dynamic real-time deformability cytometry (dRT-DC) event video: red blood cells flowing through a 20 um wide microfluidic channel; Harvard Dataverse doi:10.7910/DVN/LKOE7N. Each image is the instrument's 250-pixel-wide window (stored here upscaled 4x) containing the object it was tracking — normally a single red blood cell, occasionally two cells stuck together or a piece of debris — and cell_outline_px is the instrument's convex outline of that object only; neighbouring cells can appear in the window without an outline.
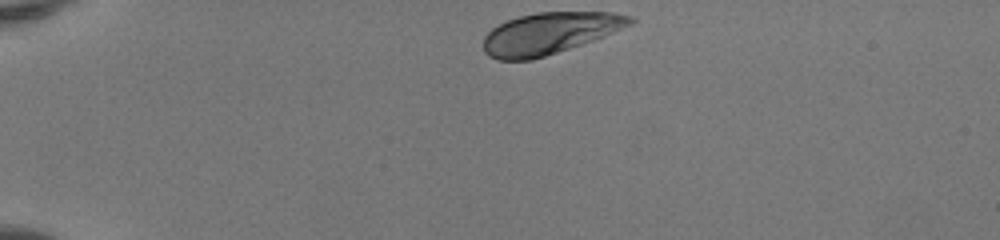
{"species": "human", "species_latin": "Homo sapiens", "temperature_condition": "room temperature", "stored_images_in_passage": 35, "camera_frame_rate_fps": 3000, "um_per_image_px": 0.085, "donor": {"sex": "female"}, "frame": {"image": 1, "passage_image": 1, "time_ms": 0.0, "image_size_px": [1000, 240], "cell_outline_px": [[636, 20], [632, 24], [604, 36], [532, 60], [496, 60], [488, 56], [484, 52], [484, 36], [492, 28], [508, 20], [520, 16], [536, 12], [612, 12], [632, 16]], "centroid_in_image_um": [46.7, 2.82], "position_along_channel_um": 38.3, "area_um2": 35.26}}
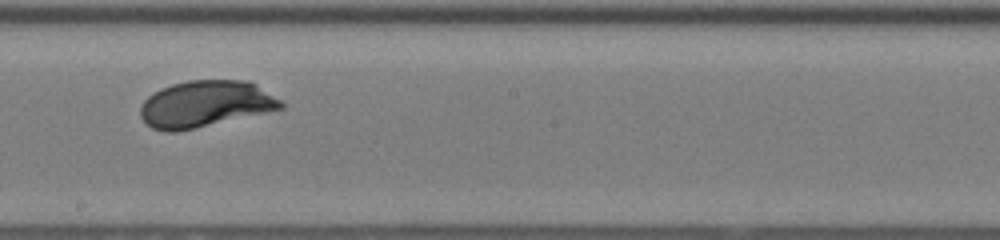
{"frame": {"image": 2, "passage_image": 20, "time_ms": 6.333, "image_size_px": [1000, 240], "cell_outline_px": [[284, 108], [176, 132], [168, 132], [152, 128], [140, 116], [140, 108], [144, 100], [148, 96], [160, 88], [172, 84], [188, 80], [248, 80], [256, 84], [284, 100]], "centroid_in_image_um": [17.48, 8.82], "position_along_channel_um": 230.7, "area_um2": 38.09}}
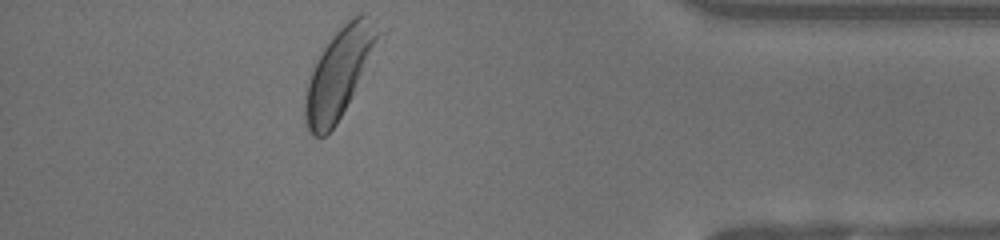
{"frame": {"image": 3, "passage_image": 35, "time_ms": 11.333, "image_size_px": [1000, 240], "cell_outline_px": [[388, 32], [352, 96], [336, 124], [324, 136], [312, 136], [308, 132], [304, 124], [304, 96], [308, 80], [312, 68], [316, 60], [332, 36], [352, 16], [360, 12], [364, 12], [388, 28]], "centroid_in_image_um": [28.94, 6.08], "position_along_channel_um": 406.3, "area_um2": 39.54}, "authors_computed_cell_mechanics": {"area_um2": 38.0324, "velocity_mm_per_s": 4.0887, "shape_relaxation_time_tau1_ms": 1.5383, "shape_relaxation_time_tau2_ms": null, "deformation_change_tau1": 0.1344, "deformation_change_tau2": null}}